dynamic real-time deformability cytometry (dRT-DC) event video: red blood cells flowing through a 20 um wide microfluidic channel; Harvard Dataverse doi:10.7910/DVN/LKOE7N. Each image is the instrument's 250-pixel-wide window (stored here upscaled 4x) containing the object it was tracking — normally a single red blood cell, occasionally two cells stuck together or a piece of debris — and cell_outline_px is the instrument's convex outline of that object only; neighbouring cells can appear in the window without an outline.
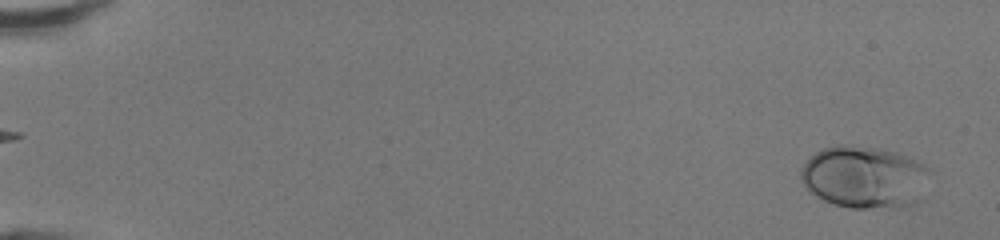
{"species": "human", "species_latin": "Homo sapiens", "temperature_condition": "room temperature", "stored_images_in_passage": 48, "camera_frame_rate_fps": 3000, "um_per_image_px": 0.085, "donor": {"sex": "female"}, "frame": {"image": 1, "passage_image": 2, "time_ms": 0.333, "image_size_px": [1000, 240], "cell_outline_px": [[928, 168], [924, 200], [916, 204], [900, 208], [848, 208], [824, 200], [808, 192], [800, 180], [800, 172], [804, 164], [816, 152], [824, 148], [836, 144], [844, 144], [880, 148], [896, 152], [916, 160], [924, 164]], "centroid_in_image_um": [73.5, 15.08], "position_along_channel_um": 11.5, "area_um2": 47.51}}
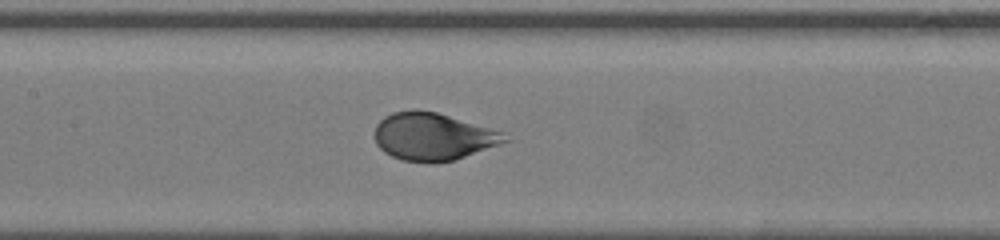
{"frame": {"image": 2, "passage_image": 25, "time_ms": 8.0, "image_size_px": [1000, 240], "cell_outline_px": [[512, 140], [452, 160], [436, 164], [428, 164], [400, 160], [384, 152], [376, 144], [376, 124], [384, 116], [392, 112], [412, 108], [416, 108], [436, 112], [488, 128], [500, 132]], "centroid_in_image_um": [36.74, 11.61], "position_along_channel_um": 170.7, "area_um2": 36.01}}
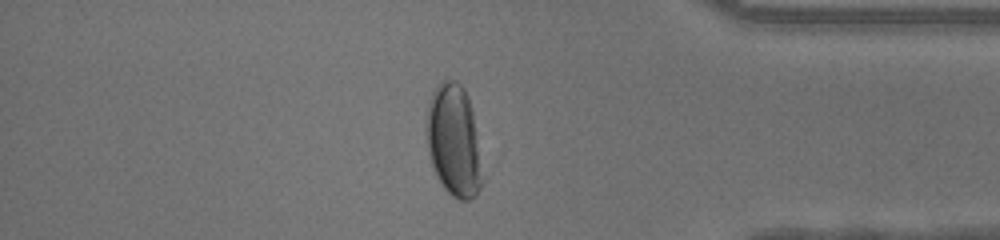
{"frame": {"image": 3, "passage_image": 42, "time_ms": 13.667, "image_size_px": [1000, 240], "cell_outline_px": [[480, 188], [468, 200], [460, 200], [452, 196], [444, 188], [436, 176], [432, 164], [428, 148], [428, 100], [436, 84], [444, 76], [456, 80], [464, 88], [472, 108], [480, 180]], "centroid_in_image_um": [38.51, 11.85], "position_along_channel_um": 396.7, "area_um2": 35.32}}